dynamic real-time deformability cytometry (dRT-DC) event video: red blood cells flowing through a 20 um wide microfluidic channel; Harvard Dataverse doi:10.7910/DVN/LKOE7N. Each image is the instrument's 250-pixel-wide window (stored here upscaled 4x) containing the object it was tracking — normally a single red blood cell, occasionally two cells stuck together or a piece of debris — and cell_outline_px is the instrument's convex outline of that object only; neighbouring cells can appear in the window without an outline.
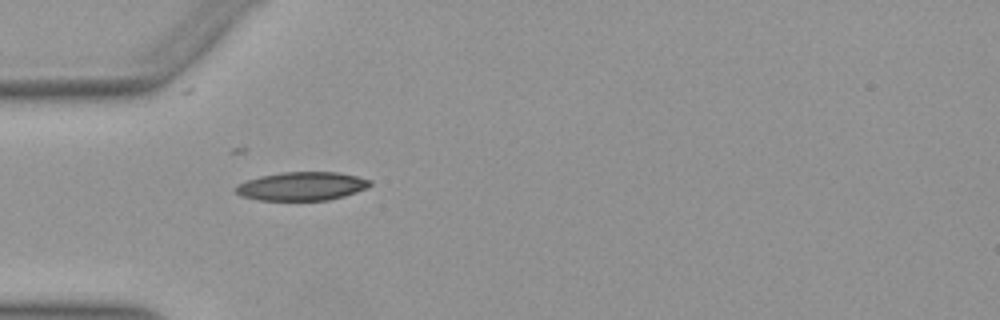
{"species": "Egyptian fruit bat (a non-hibernating species)", "species_latin": "Rousettus aegyptiacus", "temperature_condition": "warm", "stored_images_in_passage": 14, "camera_frame_rate_fps": 3000, "um_per_image_px": 0.085, "animal": {"sex": "female"}, "frame": {"image": 1, "passage_image": 1, "time_ms": 0.0, "image_size_px": [1000, 320], "cell_outline_px": [[372, 184], [356, 192], [344, 196], [328, 200], [260, 200], [240, 196], [232, 188], [236, 184], [260, 176], [280, 172], [336, 172], [356, 176], [372, 180]], "centroid_in_image_um": [25.61, 15.82], "position_along_channel_um": 59.4, "area_um2": 22.37}}
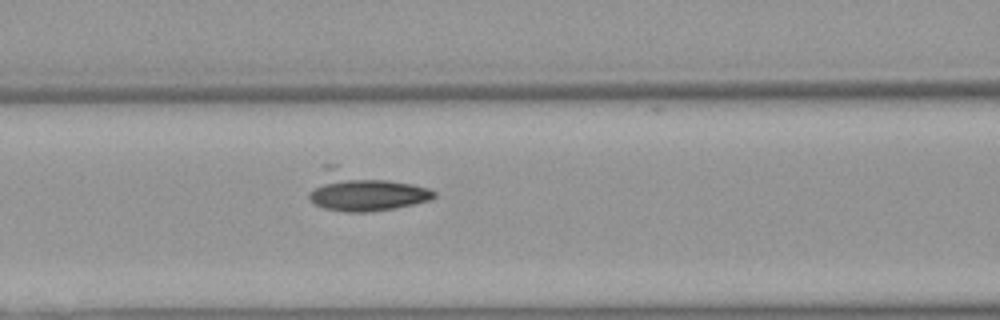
{"frame": {"image": 2, "passage_image": 7, "time_ms": 2.0, "image_size_px": [1000, 320], "cell_outline_px": [[436, 196], [432, 200], [396, 208], [368, 212], [348, 212], [324, 208], [308, 200], [308, 192], [332, 180], [388, 180], [412, 184], [428, 188], [436, 192]], "centroid_in_image_um": [31.32, 16.6], "position_along_channel_um": 135.3, "area_um2": 22.77}}
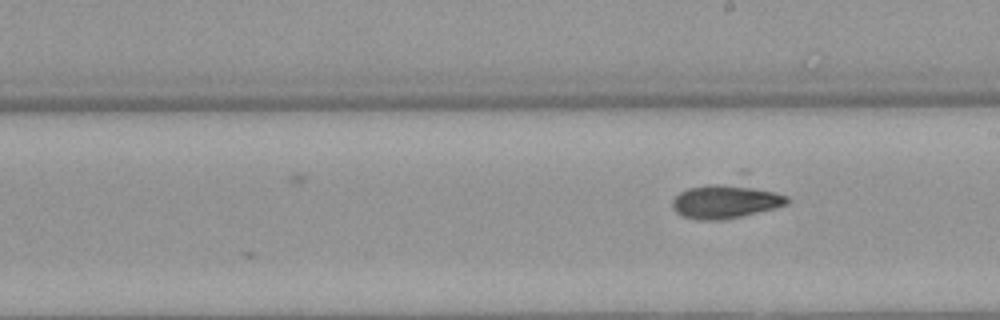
{"frame": {"image": 3, "passage_image": 14, "time_ms": 4.333, "image_size_px": [1000, 320], "cell_outline_px": [[788, 204], [776, 208], [724, 220], [696, 220], [680, 216], [672, 208], [672, 200], [680, 192], [688, 188], [740, 172], [744, 172], [788, 196]], "centroid_in_image_um": [61.86, 16.88], "position_along_channel_um": 227.1, "area_um2": 26.82}}